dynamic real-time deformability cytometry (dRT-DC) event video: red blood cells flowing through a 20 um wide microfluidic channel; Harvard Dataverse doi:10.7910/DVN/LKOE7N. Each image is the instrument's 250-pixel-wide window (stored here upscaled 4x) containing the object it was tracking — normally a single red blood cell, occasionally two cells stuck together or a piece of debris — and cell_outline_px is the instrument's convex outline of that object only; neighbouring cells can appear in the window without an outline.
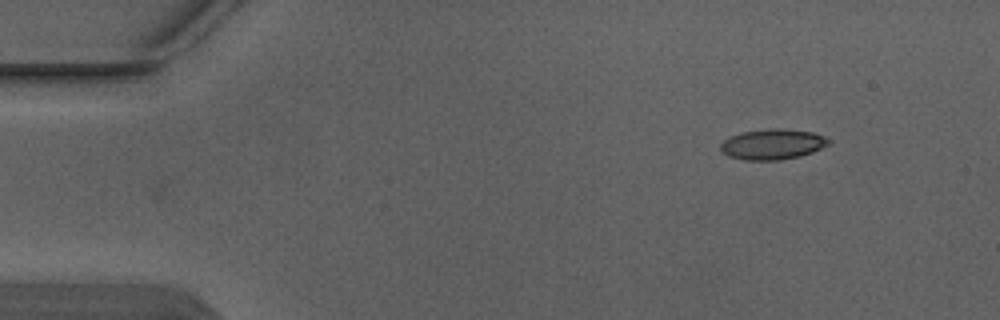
{"species": "Egyptian fruit bat (a non-hibernating species)", "species_latin": "Rousettus aegyptiacus", "temperature_condition": "warm", "stored_images_in_passage": 3, "camera_frame_rate_fps": 3000, "um_per_image_px": 0.085, "animal": {"sex": "male"}, "frame": {"image": 1, "passage_image": 3, "time_ms": 0.667, "image_size_px": [1000, 320], "cell_outline_px": [[832, 144], [812, 152], [800, 156], [780, 160], [744, 160], [728, 156], [720, 152], [720, 144], [724, 140], [732, 136], [744, 132], [776, 128], [780, 128], [812, 132], [824, 136], [832, 140]], "centroid_in_image_um": [65.7, 12.27], "position_along_channel_um": 19.3, "area_um2": 19.25}}